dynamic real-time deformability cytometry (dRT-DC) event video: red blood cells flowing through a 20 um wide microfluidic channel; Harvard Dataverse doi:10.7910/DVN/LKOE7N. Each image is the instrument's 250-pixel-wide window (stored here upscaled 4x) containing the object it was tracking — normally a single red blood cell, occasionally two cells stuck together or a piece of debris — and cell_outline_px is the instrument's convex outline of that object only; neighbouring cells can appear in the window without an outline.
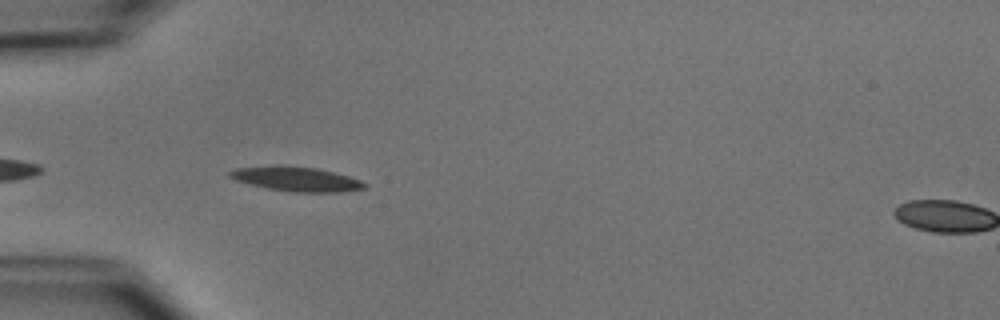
{"species": "common noctule bat (a hibernating species)", "species_latin": "Nyctalus noctula", "temperature_condition": "cold", "stored_images_in_passage": 8, "camera_frame_rate_fps": 3000, "um_per_image_px": 0.085, "animal": {"sex": "male", "body_mass_g": 15.6}, "frame": {"image": 1, "passage_image": 4, "time_ms": 1.0, "image_size_px": [1000, 320], "cell_outline_px": [[368, 184], [364, 188], [340, 192], [292, 192], [268, 188], [236, 180], [228, 176], [228, 172], [236, 168], [272, 164], [288, 164], [316, 168], [348, 176], [360, 180]], "centroid_in_image_um": [25.15, 15.19], "position_along_channel_um": 59.8, "area_um2": 19.42}}